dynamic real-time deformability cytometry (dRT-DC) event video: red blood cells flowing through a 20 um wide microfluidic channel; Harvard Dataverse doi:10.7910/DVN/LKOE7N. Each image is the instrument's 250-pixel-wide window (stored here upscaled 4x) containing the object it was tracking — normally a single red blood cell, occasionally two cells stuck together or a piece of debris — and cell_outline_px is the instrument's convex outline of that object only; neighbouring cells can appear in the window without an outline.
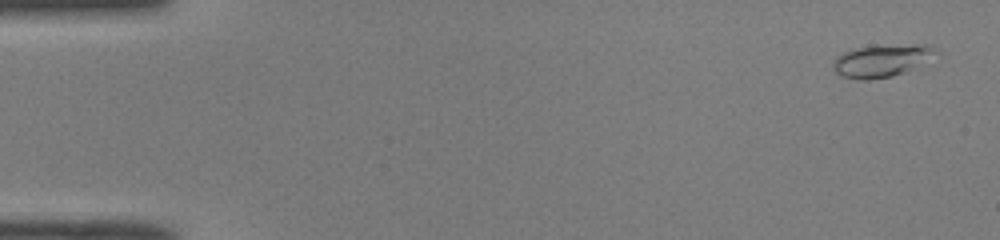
{"species": "common noctule bat (a hibernating species)", "species_latin": "Nyctalus noctula", "temperature_condition": "room temperature", "stored_images_in_passage": 50, "camera_frame_rate_fps": 3000, "um_per_image_px": 0.085, "animal": {"sex": "male", "body_mass_g": 19.0, "forearm_length_mm": 50.8}, "frame": {"image": 1, "passage_image": 2, "time_ms": 0.333, "image_size_px": [1000, 240], "cell_outline_px": [[932, 48], [912, 68], [904, 72], [892, 76], [868, 80], [856, 80], [840, 76], [832, 68], [832, 64], [836, 56], [844, 52], [856, 48], [924, 44]], "centroid_in_image_um": [74.66, 5.21], "position_along_channel_um": 10.3, "area_um2": 18.03}}
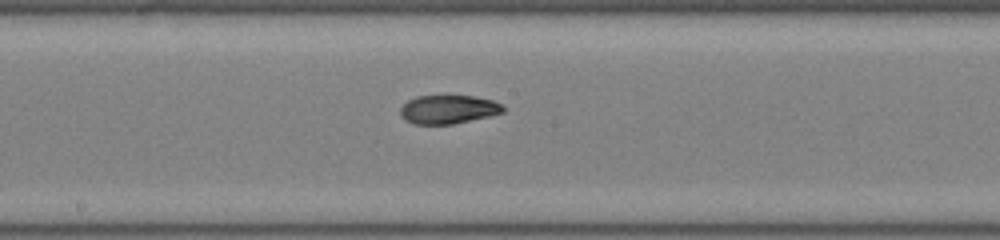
{"frame": {"image": 2, "passage_image": 27, "time_ms": 8.667, "image_size_px": [1000, 240], "cell_outline_px": [[504, 112], [488, 116], [452, 124], [412, 124], [404, 120], [400, 116], [400, 108], [408, 100], [416, 96], [444, 92], [472, 96], [492, 100], [504, 104]], "centroid_in_image_um": [38.06, 9.24], "position_along_channel_um": 210.1, "area_um2": 17.98}}
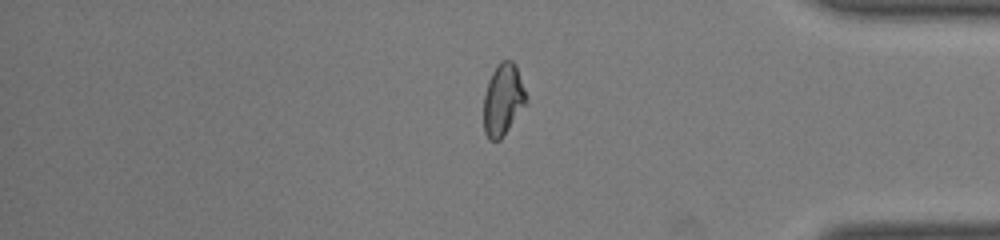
{"frame": {"image": 3, "passage_image": 42, "time_ms": 13.667, "image_size_px": [1000, 240], "cell_outline_px": [[528, 104], [500, 140], [488, 140], [484, 132], [484, 96], [488, 80], [492, 72], [500, 60], [512, 60], [516, 64], [528, 96]], "centroid_in_image_um": [42.79, 8.46], "position_along_channel_um": 392.4, "area_um2": 18.26}, "authors_computed_cell_mechanics": {"area_um2": 17.629, "velocity_mm_per_s": 4.0887, "shape_relaxation_time_tau1_ms": 6.3672, "shape_relaxation_time_tau2_ms": 1.3041, "deformation_change_tau1": 0.2189, "deformation_change_tau2": 0.0629}}